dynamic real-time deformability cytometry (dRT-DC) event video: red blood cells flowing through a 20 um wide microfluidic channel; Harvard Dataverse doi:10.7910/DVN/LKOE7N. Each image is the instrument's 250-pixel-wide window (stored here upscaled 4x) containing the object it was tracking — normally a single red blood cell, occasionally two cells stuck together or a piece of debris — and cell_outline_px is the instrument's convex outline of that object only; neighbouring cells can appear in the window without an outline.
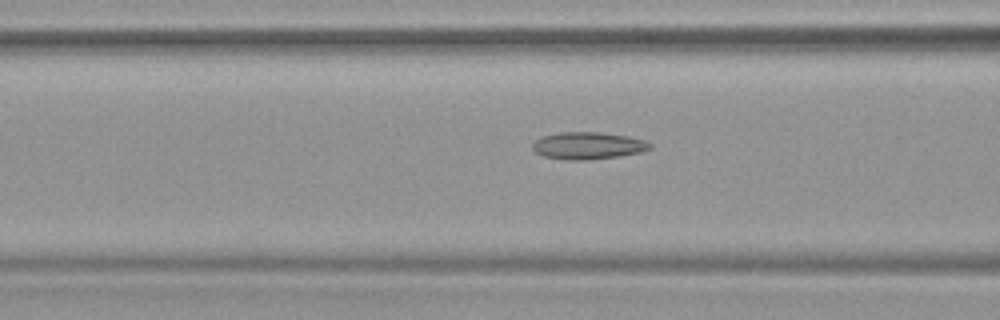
{"species": "common noctule bat (a hibernating species)", "species_latin": "Nyctalus noctula", "temperature_condition": "warm", "stored_images_in_passage": 49, "camera_frame_rate_fps": 3000, "um_per_image_px": 0.085, "animal": {"sex": "female", "body_mass_g": 19.9}, "frame": {"image": 1, "passage_image": 22, "time_ms": 7.0, "image_size_px": [1000, 320], "cell_outline_px": [[652, 148], [640, 152], [620, 156], [588, 160], [568, 160], [544, 156], [536, 152], [532, 148], [532, 144], [536, 140], [544, 136], [560, 132], [600, 132], [628, 136], [644, 140], [652, 144]], "centroid_in_image_um": [50.0, 12.38], "position_along_channel_um": 116.6, "area_um2": 18.55}}
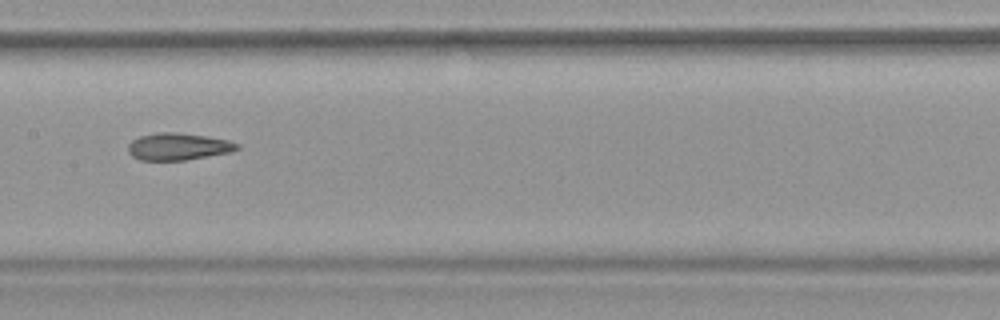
{"frame": {"image": 2, "passage_image": 28, "time_ms": 9.0, "image_size_px": [1000, 320], "cell_outline_px": [[240, 148], [232, 152], [184, 160], [140, 160], [132, 156], [128, 152], [128, 144], [132, 140], [140, 136], [160, 132], [176, 132], [208, 136], [228, 140], [240, 144]], "centroid_in_image_um": [15.17, 12.45], "position_along_channel_um": 192.2, "area_um2": 17.28}}
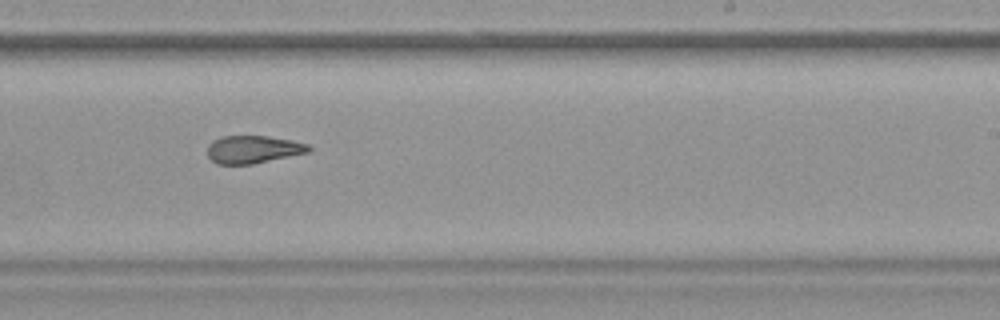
{"frame": {"image": 3, "passage_image": 34, "time_ms": 11.0, "image_size_px": [1000, 320], "cell_outline_px": [[312, 152], [252, 164], [216, 164], [208, 156], [208, 144], [212, 140], [220, 136], [268, 136], [292, 140], [308, 144], [312, 148]], "centroid_in_image_um": [21.54, 12.69], "position_along_channel_um": 267.5, "area_um2": 16.59}}